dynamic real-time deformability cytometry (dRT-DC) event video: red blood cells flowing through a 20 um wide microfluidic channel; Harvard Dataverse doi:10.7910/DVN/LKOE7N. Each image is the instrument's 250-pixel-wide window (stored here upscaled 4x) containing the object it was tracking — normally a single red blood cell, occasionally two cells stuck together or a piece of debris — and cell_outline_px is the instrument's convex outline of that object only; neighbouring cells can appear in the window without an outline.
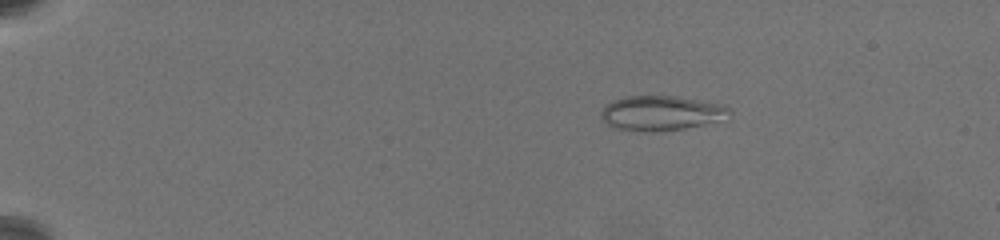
{"species": "common noctule bat (a hibernating species)", "species_latin": "Nyctalus noctula", "temperature_condition": "warm", "stored_images_in_passage": 36, "camera_frame_rate_fps": 3000, "um_per_image_px": 0.085, "animal": {"sex": "female", "body_mass_g": 19.5, "forearm_length_mm": 54.1}, "frame": {"image": 1, "passage_image": 6, "time_ms": 4.0, "image_size_px": [1000, 240], "cell_outline_px": [[732, 120], [684, 128], [656, 132], [644, 132], [616, 128], [608, 124], [600, 116], [600, 112], [612, 100], [628, 96], [676, 96], [724, 104], [728, 108]], "centroid_in_image_um": [56.3, 9.62], "position_along_channel_um": 28.7, "area_um2": 26.41}}
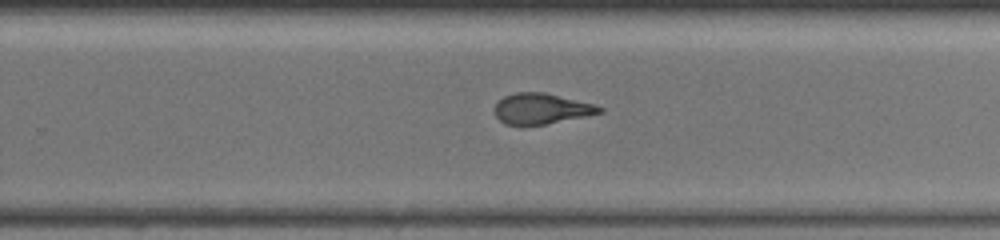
{"frame": {"image": 2, "passage_image": 23, "time_ms": 14.333, "image_size_px": [1000, 240], "cell_outline_px": [[604, 112], [524, 128], [504, 124], [496, 116], [496, 104], [504, 96], [516, 92], [544, 92], [596, 104], [604, 108]], "centroid_in_image_um": [46.01, 9.26], "position_along_channel_um": 283.8, "area_um2": 19.02}}
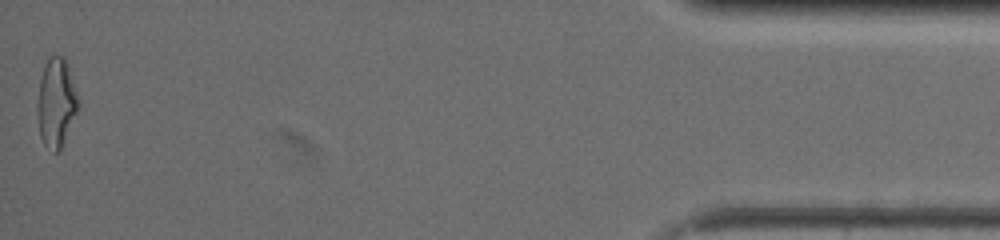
{"frame": {"image": 3, "passage_image": 36, "time_ms": 20.667, "image_size_px": [1000, 240], "cell_outline_px": [[80, 104], [60, 148], [56, 152], [52, 152], [44, 144], [40, 136], [40, 80], [48, 56], [52, 52], [64, 56], [68, 64]], "centroid_in_image_um": [4.82, 8.63], "position_along_channel_um": 430.4, "area_um2": 20.35}, "authors_computed_cell_mechanics": {"area_um2": 19.8832, "velocity_mm_per_s": 3.5235, "shape_relaxation_time_tau1_ms": null, "shape_relaxation_time_tau2_ms": 1.5443, "deformation_change_tau1": null, "deformation_change_tau2": 0.1035}}